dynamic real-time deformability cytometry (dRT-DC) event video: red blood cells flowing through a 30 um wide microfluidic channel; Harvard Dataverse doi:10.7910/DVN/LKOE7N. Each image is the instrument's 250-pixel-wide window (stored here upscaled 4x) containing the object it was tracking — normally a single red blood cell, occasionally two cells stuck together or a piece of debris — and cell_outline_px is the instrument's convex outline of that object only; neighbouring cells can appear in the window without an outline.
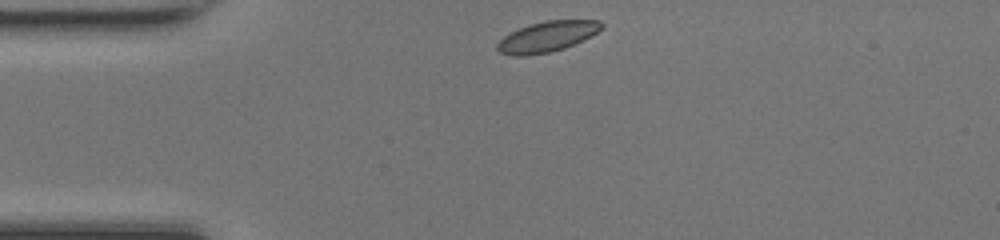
{"species": "common noctule bat (a hibernating species)", "species_latin": "Nyctalus noctula", "temperature_condition": "room temperature", "stored_images_in_passage": 32, "camera_frame_rate_fps": 3000, "um_per_image_px": 0.085, "animal": {"sex": "female", "body_mass_g": 17.0, "forearm_length_mm": 48.0}, "frame": {"image": 1, "passage_image": 1, "time_ms": 0.0, "image_size_px": [1000, 240], "cell_outline_px": [[604, 28], [564, 48], [548, 52], [524, 56], [512, 56], [500, 52], [496, 48], [496, 44], [504, 36], [528, 24], [544, 20], [600, 20], [604, 24]], "centroid_in_image_um": [46.48, 3.1], "position_along_channel_um": 38.5, "area_um2": 18.32}}
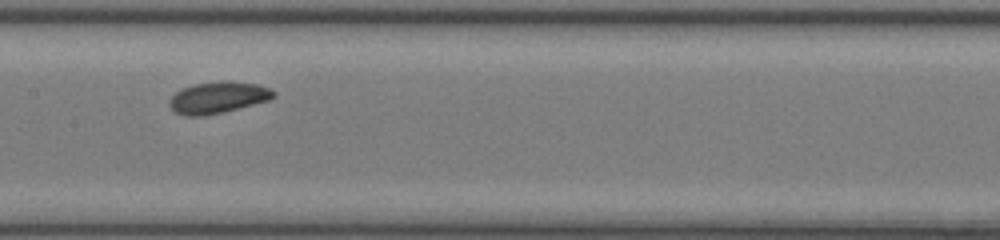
{"frame": {"image": 2, "passage_image": 14, "time_ms": 4.333, "image_size_px": [1000, 240], "cell_outline_px": [[276, 96], [268, 100], [224, 112], [200, 116], [184, 116], [176, 112], [168, 104], [168, 100], [176, 92], [192, 84], [224, 80], [228, 80], [256, 84], [272, 88], [276, 92]], "centroid_in_image_um": [18.54, 8.27], "position_along_channel_um": 188.9, "area_um2": 19.25}}
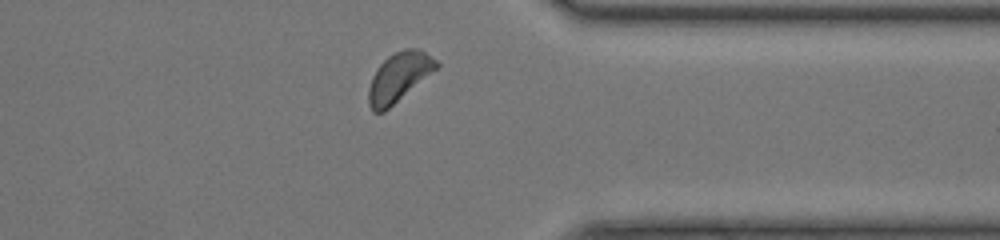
{"frame": {"image": 3, "passage_image": 28, "time_ms": 9.0, "image_size_px": [1000, 240], "cell_outline_px": [[440, 64], [436, 68], [384, 112], [372, 112], [368, 104], [368, 88], [372, 76], [376, 68], [388, 56], [404, 48], [420, 48], [436, 60]], "centroid_in_image_um": [33.86, 6.55], "position_along_channel_um": 377.5, "area_um2": 19.13}, "authors_computed_cell_mechanics": {"area_um2": 18.9006, "velocity_mm_per_s": 4.1994, "shape_relaxation_time_tau1_ms": 2.0861, "shape_relaxation_time_tau2_ms": 1.8216, "deformation_change_tau1": 0.0683, "deformation_change_tau2": 0.0517}}